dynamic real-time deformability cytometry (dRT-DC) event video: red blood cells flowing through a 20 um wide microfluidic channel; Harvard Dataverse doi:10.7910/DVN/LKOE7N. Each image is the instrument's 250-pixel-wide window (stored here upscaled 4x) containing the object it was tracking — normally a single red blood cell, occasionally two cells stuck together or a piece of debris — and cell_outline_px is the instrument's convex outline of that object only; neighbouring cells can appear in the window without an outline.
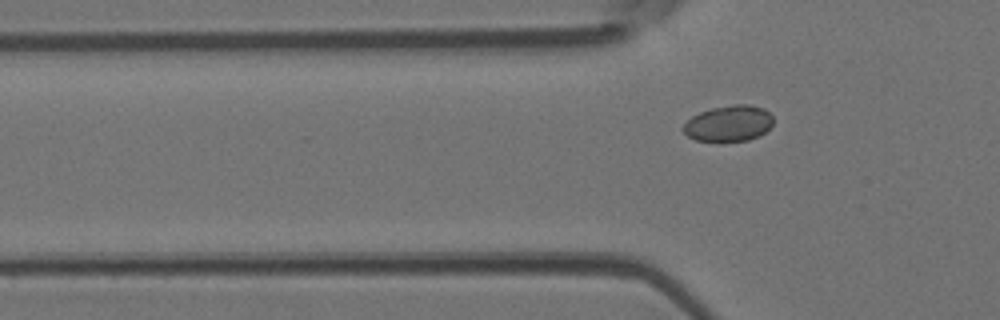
{"species": "Egyptian fruit bat (a non-hibernating species)", "species_latin": "Rousettus aegyptiacus", "temperature_condition": "room temperature", "stored_images_in_passage": 2, "camera_frame_rate_fps": 3000, "um_per_image_px": 0.085, "animal": {"sex": "female"}, "frame": {"image": 1, "passage_image": 2, "time_ms": 0.333, "image_size_px": [1000, 320], "cell_outline_px": [[772, 124], [760, 136], [748, 140], [696, 140], [688, 136], [680, 128], [692, 116], [700, 112], [712, 108], [736, 104], [748, 104], [764, 108], [772, 116]], "centroid_in_image_um": [61.94, 10.47], "position_along_channel_um": 63.9, "area_um2": 18.61}}